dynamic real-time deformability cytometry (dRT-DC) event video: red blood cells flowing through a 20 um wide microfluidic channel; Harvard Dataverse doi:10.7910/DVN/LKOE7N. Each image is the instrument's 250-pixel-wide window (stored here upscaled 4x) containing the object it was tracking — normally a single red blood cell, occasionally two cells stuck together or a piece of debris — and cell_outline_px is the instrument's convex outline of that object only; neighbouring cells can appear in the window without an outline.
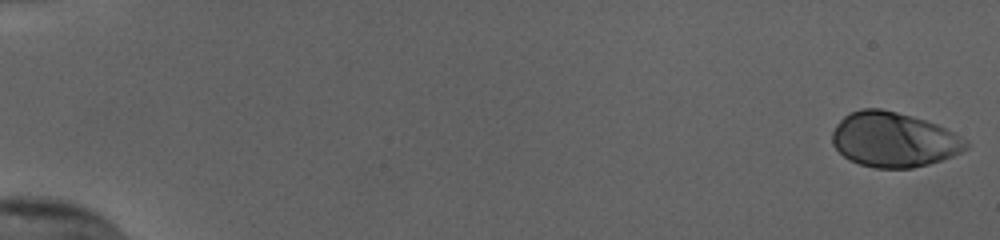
{"species": "human", "species_latin": "Homo sapiens", "temperature_condition": "cold", "stored_images_in_passage": 55, "camera_frame_rate_fps": 3000, "um_per_image_px": 0.085, "donor": {"sex": "female"}, "frame": {"image": 1, "passage_image": 1, "time_ms": 0.0, "image_size_px": [1000, 240], "cell_outline_px": [[968, 148], [952, 156], [928, 164], [912, 168], [876, 168], [860, 164], [848, 160], [832, 144], [832, 132], [836, 124], [848, 112], [860, 108], [880, 108], [912, 116], [936, 124], [968, 140]], "centroid_in_image_um": [75.93, 11.86], "position_along_channel_um": 9.1, "area_um2": 42.71}}
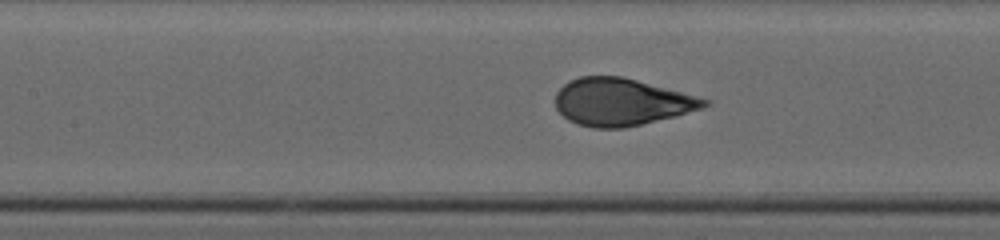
{"frame": {"image": 2, "passage_image": 27, "time_ms": 8.667, "image_size_px": [1000, 240], "cell_outline_px": [[712, 104], [704, 108], [624, 128], [592, 128], [576, 124], [568, 120], [556, 108], [556, 92], [568, 80], [580, 76], [620, 76], [636, 80], [712, 100]], "centroid_in_image_um": [52.8, 8.67], "position_along_channel_um": 154.6, "area_um2": 40.81}}
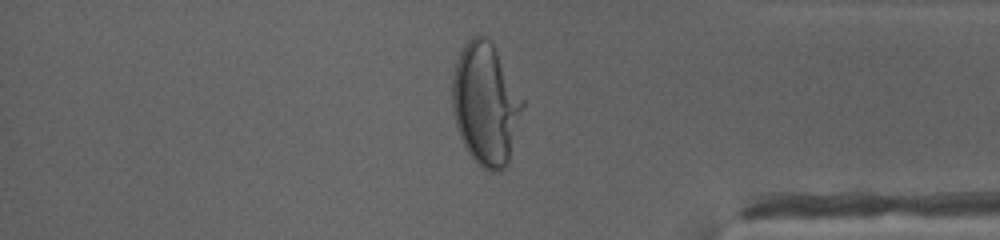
{"frame": {"image": 3, "passage_image": 47, "time_ms": 15.333, "image_size_px": [1000, 240], "cell_outline_px": [[524, 104], [508, 160], [504, 168], [496, 172], [488, 172], [468, 152], [460, 136], [456, 124], [452, 108], [452, 76], [456, 60], [464, 44], [472, 36], [484, 36], [492, 44], [524, 100]], "centroid_in_image_um": [41.25, 8.83], "position_along_channel_um": 393.9, "area_um2": 49.25}, "authors_computed_cell_mechanics": {"area_um2": 42.0784, "velocity_mm_per_s": 3.8083, "shape_relaxation_time_tau1_ms": 5.288, "shape_relaxation_time_tau2_ms": null, "deformation_change_tau1": 0.2168, "deformation_change_tau2": null}}